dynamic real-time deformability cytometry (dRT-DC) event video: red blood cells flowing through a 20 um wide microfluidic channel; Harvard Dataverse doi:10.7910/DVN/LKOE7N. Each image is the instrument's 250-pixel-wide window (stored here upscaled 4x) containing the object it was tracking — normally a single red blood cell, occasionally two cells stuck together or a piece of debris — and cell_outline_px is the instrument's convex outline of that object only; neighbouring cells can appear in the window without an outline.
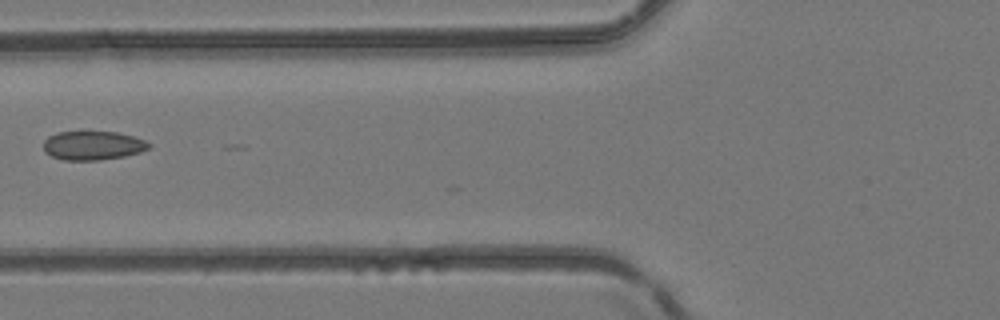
{"species": "common noctule bat (a hibernating species)", "species_latin": "Nyctalus noctula", "temperature_condition": "room temperature", "stored_images_in_passage": 6, "camera_frame_rate_fps": 3000, "um_per_image_px": 0.085, "animal": {"sex": "female", "body_mass_g": 24.6, "forearm_length_mm": 56.2}, "frame": {"image": 1, "passage_image": 5, "time_ms": 1.333, "image_size_px": [1000, 320], "cell_outline_px": [[152, 144], [148, 148], [140, 152], [124, 156], [100, 160], [64, 160], [52, 156], [44, 152], [44, 140], [48, 136], [56, 132], [116, 132], [132, 136], [144, 140]], "centroid_in_image_um": [7.87, 12.37], "position_along_channel_um": 117.9, "area_um2": 17.69}}